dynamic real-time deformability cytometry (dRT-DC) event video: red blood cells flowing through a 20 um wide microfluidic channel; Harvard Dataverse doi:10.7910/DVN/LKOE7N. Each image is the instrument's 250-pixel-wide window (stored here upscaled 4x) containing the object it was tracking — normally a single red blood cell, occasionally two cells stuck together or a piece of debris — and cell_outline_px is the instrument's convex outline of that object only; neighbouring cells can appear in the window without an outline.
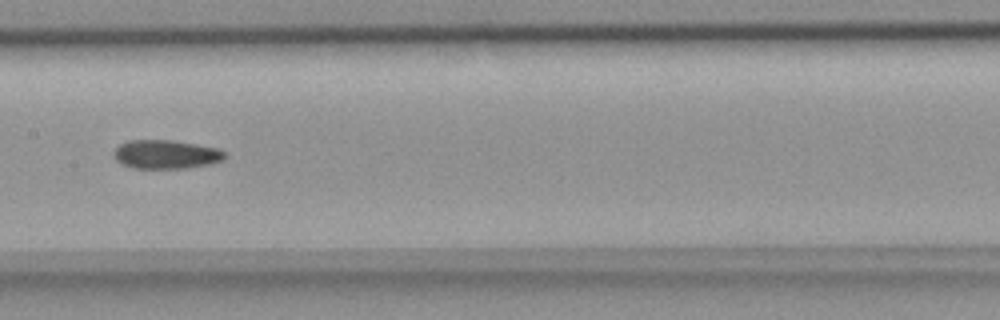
{"species": "common noctule bat (a hibernating species)", "species_latin": "Nyctalus noctula", "temperature_condition": "room temperature", "stored_images_in_passage": 8, "camera_frame_rate_fps": 3000, "um_per_image_px": 0.085, "animal": {"sex": "female", "body_mass_g": 18.4}, "frame": {"image": 1, "passage_image": 7, "time_ms": 2.0, "image_size_px": [1000, 320], "cell_outline_px": [[224, 160], [208, 164], [188, 168], [132, 168], [120, 164], [112, 156], [112, 152], [120, 144], [128, 140], [172, 140], [220, 148], [224, 152]], "centroid_in_image_um": [14.06, 13.12], "position_along_channel_um": 193.3, "area_um2": 18.79}}